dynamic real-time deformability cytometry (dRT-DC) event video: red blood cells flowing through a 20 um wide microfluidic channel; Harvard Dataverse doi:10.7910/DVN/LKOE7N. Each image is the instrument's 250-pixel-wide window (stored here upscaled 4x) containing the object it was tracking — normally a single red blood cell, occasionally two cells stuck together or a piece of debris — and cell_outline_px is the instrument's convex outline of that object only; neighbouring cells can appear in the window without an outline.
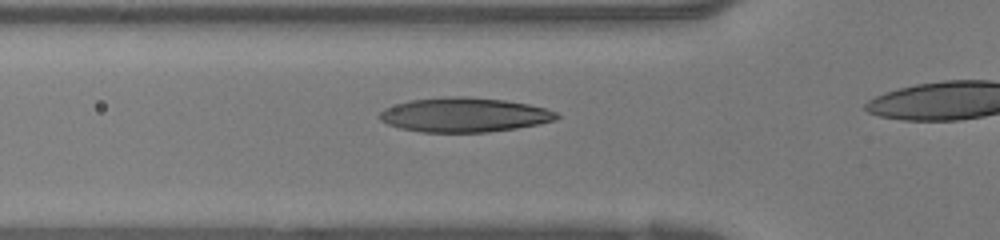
{"species": "human", "species_latin": "Homo sapiens", "temperature_condition": "warm", "stored_images_in_passage": 8, "camera_frame_rate_fps": 3000, "um_per_image_px": 0.085, "donor": {"sex": "female"}, "frame": {"image": 1, "passage_image": 4, "time_ms": 1.0, "image_size_px": [1000, 240], "cell_outline_px": [[560, 116], [556, 120], [516, 128], [488, 132], [420, 132], [400, 128], [388, 124], [380, 120], [376, 116], [384, 108], [396, 104], [412, 100], [444, 96], [464, 96], [504, 100], [528, 104], [544, 108], [556, 112]], "centroid_in_image_um": [39.42, 9.76], "position_along_channel_um": 86.4, "area_um2": 35.49}}
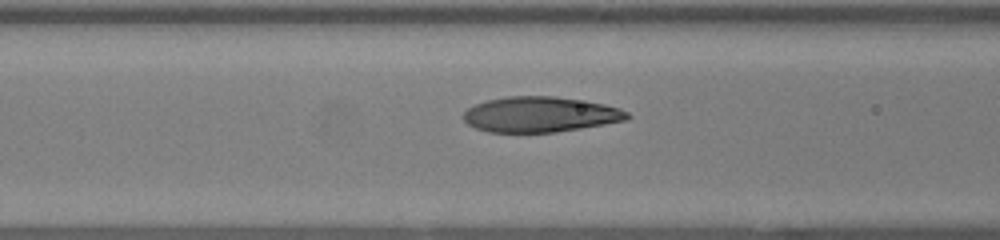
{"frame": {"image": 2, "passage_image": 6, "time_ms": 1.667, "image_size_px": [1000, 240], "cell_outline_px": [[632, 116], [628, 120], [556, 132], [488, 132], [476, 128], [468, 124], [464, 120], [464, 112], [468, 108], [476, 104], [488, 100], [508, 96], [556, 96], [604, 104], [620, 108], [628, 112]], "centroid_in_image_um": [45.94, 9.73], "position_along_channel_um": 120.7, "area_um2": 33.7}}